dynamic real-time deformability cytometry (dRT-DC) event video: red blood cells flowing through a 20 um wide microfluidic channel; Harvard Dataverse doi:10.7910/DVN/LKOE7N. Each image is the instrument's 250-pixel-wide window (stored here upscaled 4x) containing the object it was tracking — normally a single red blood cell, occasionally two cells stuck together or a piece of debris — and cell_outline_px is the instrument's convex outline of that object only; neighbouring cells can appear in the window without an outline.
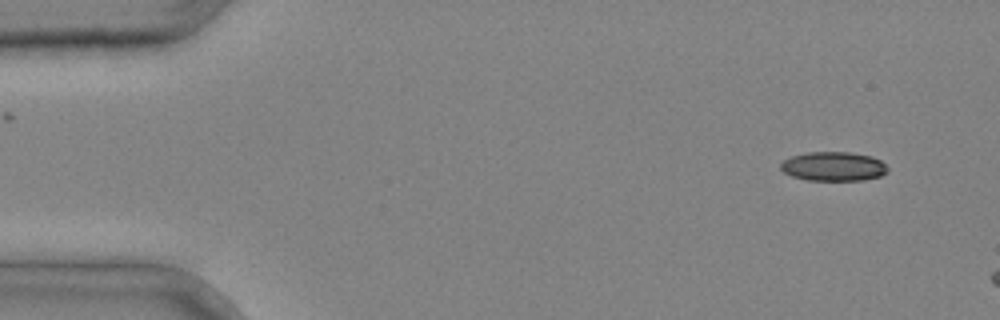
{"species": "common noctule bat (a hibernating species)", "species_latin": "Nyctalus noctula", "temperature_condition": "cold", "stored_images_in_passage": 2, "camera_frame_rate_fps": 3000, "um_per_image_px": 0.085, "animal": {"sex": "male", "body_mass_g": 20.4}, "frame": {"image": 1, "passage_image": 1, "time_ms": 0.0, "image_size_px": [1000, 320], "cell_outline_px": [[888, 172], [880, 176], [864, 180], [808, 180], [792, 176], [784, 172], [780, 168], [780, 164], [784, 160], [792, 156], [808, 152], [848, 152], [872, 156], [880, 160], [888, 168]], "centroid_in_image_um": [70.85, 14.14], "position_along_channel_um": 14.1, "area_um2": 18.15}}